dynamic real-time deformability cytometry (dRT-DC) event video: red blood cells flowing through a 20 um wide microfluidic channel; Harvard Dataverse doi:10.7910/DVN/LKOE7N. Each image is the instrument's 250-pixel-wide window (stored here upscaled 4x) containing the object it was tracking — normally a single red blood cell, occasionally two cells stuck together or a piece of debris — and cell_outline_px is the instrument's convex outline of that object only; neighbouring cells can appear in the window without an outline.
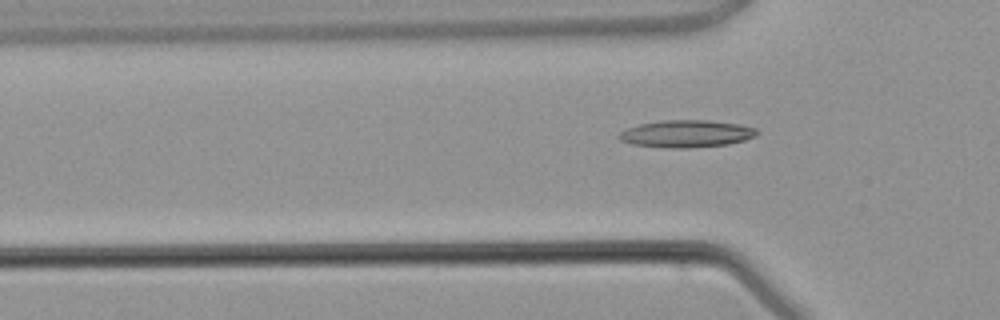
{"species": "common noctule bat (a hibernating species)", "species_latin": "Nyctalus noctula", "temperature_condition": "warm", "stored_images_in_passage": 5, "camera_frame_rate_fps": 3000, "um_per_image_px": 0.085, "animal": {"sex": "male", "body_mass_g": 21.5, "forearm_length_mm": 52.0}, "frame": {"image": 1, "passage_image": 5, "time_ms": 5.667, "image_size_px": [1000, 320], "cell_outline_px": [[756, 136], [744, 140], [728, 144], [692, 148], [668, 148], [632, 144], [620, 140], [616, 136], [620, 132], [628, 128], [640, 124], [664, 120], [708, 120], [736, 124], [756, 128]], "centroid_in_image_um": [58.31, 11.37], "position_along_channel_um": 67.5, "area_um2": 21.79}}